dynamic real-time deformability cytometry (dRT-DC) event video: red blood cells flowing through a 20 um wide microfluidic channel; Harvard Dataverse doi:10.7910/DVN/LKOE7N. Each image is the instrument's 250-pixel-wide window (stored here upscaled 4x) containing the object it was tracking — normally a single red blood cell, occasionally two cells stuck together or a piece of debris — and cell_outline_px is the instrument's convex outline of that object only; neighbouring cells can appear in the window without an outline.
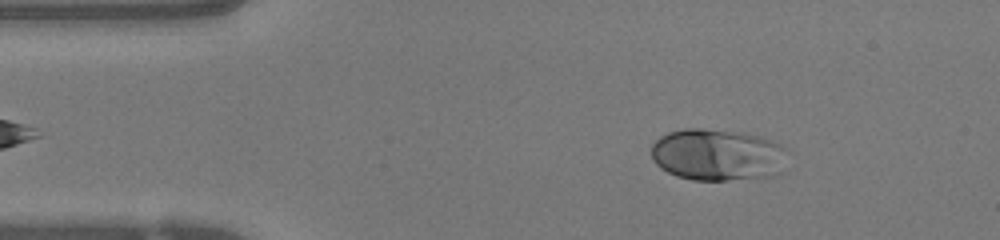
{"species": "human", "species_latin": "Homo sapiens", "temperature_condition": "warm", "stored_images_in_passage": 47, "camera_frame_rate_fps": 3000, "um_per_image_px": 0.085, "donor": {"sex": "female"}, "frame": {"image": 1, "passage_image": 6, "time_ms": 1.667, "image_size_px": [1000, 240], "cell_outline_px": [[784, 148], [780, 172], [776, 176], [728, 180], [692, 180], [676, 176], [660, 168], [656, 164], [652, 156], [652, 144], [660, 136], [668, 132], [684, 128], [704, 128], [744, 132], [760, 136], [772, 140], [780, 144]], "centroid_in_image_um": [60.95, 13.15], "position_along_channel_um": 24.1, "area_um2": 41.27}}
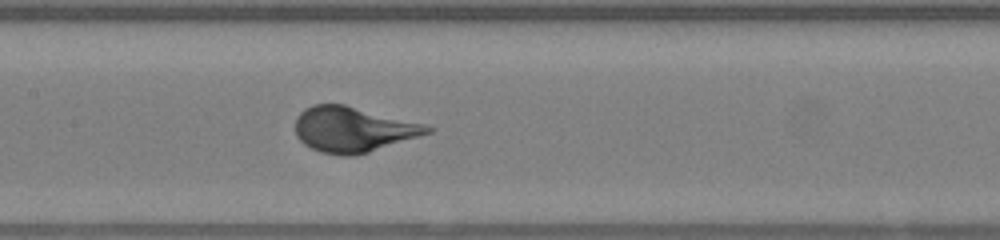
{"frame": {"image": 2, "passage_image": 21, "time_ms": 6.667, "image_size_px": [1000, 240], "cell_outline_px": [[436, 128], [432, 132], [420, 136], [356, 156], [340, 156], [320, 152], [304, 144], [296, 136], [296, 116], [304, 108], [312, 104], [344, 104], [424, 124]], "centroid_in_image_um": [29.99, 11.01], "position_along_channel_um": 177.4, "area_um2": 34.91}}
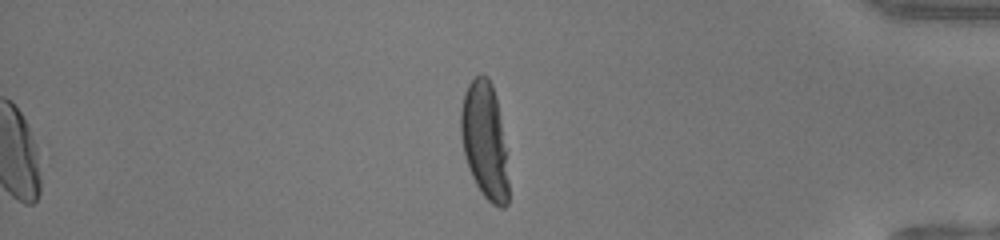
{"frame": {"image": 3, "passage_image": 39, "time_ms": 12.667, "image_size_px": [1000, 240], "cell_outline_px": [[508, 204], [504, 208], [500, 208], [492, 204], [480, 192], [468, 168], [464, 156], [460, 136], [460, 112], [464, 92], [468, 84], [480, 72], [488, 76], [492, 84], [496, 96], [508, 180]], "centroid_in_image_um": [41.15, 11.94], "position_along_channel_um": 394.1, "area_um2": 32.14}}